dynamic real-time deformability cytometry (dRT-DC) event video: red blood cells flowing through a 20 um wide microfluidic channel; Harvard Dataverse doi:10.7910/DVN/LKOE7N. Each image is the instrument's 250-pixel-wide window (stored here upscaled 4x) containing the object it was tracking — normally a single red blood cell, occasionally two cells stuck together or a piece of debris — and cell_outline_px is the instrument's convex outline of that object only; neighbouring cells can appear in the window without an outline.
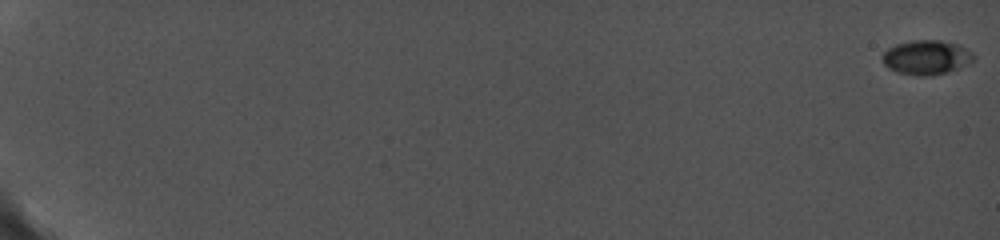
{"species": "common noctule bat (a hibernating species)", "species_latin": "Nyctalus noctula", "temperature_condition": "cold", "stored_images_in_passage": 20, "camera_frame_rate_fps": 5000, "um_per_image_px": 0.085, "animal": {"sex": "female", "body_mass_g": 19.0, "forearm_length_mm": 56.7}, "frame": {"image": 1, "passage_image": 1, "time_ms": 0.0, "image_size_px": [1000, 240], "cell_outline_px": [[976, 56], [972, 60], [960, 68], [948, 72], [932, 76], [920, 76], [896, 72], [888, 68], [884, 64], [880, 56], [888, 48], [896, 44], [912, 40], [940, 40], [956, 44], [972, 52]], "centroid_in_image_um": [78.71, 4.89], "position_along_channel_um": 6.3, "area_um2": 18.38}}
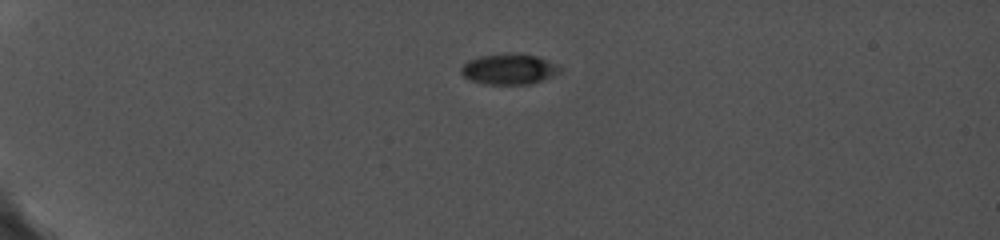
{"frame": {"image": 2, "passage_image": 15, "time_ms": 5.6, "image_size_px": [1000, 240], "cell_outline_px": [[564, 72], [528, 84], [488, 84], [468, 80], [460, 72], [460, 68], [468, 60], [480, 56], [508, 52], [512, 52], [536, 56], [560, 64], [564, 68]], "centroid_in_image_um": [43.31, 5.86], "position_along_channel_um": 41.7, "area_um2": 17.98}}
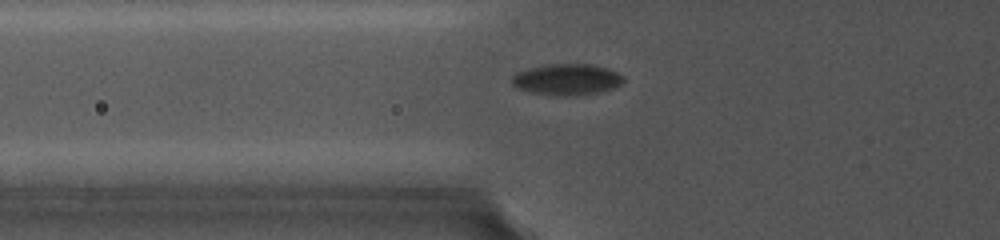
{"frame": {"image": 3, "passage_image": 20, "time_ms": 8.2, "image_size_px": [1000, 240], "cell_outline_px": [[624, 80], [620, 84], [612, 88], [596, 92], [536, 92], [520, 88], [512, 84], [512, 76], [516, 72], [528, 68], [548, 64], [592, 64], [608, 68], [624, 76]], "centroid_in_image_um": [48.2, 6.66], "position_along_channel_um": 77.6, "area_um2": 18.96}}